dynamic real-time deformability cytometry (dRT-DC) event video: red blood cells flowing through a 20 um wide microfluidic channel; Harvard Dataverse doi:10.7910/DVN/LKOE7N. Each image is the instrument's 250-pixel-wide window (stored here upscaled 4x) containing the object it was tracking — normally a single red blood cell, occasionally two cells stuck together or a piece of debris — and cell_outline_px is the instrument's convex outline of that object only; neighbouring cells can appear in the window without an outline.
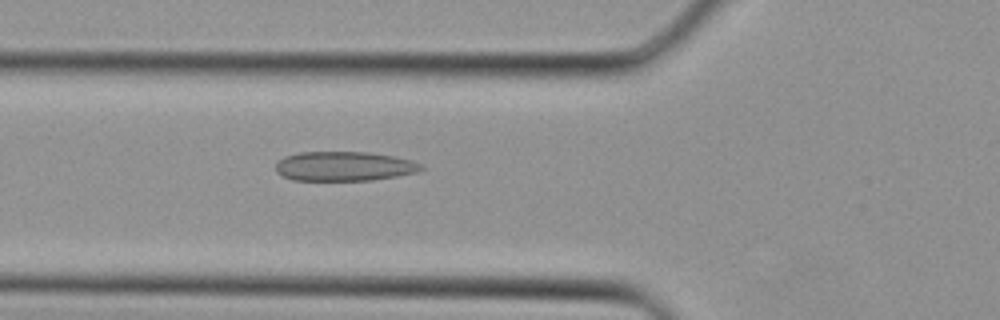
{"species": "Egyptian fruit bat (a non-hibernating species)", "species_latin": "Rousettus aegyptiacus", "temperature_condition": "cold", "stored_images_in_passage": 36, "camera_frame_rate_fps": 3000, "um_per_image_px": 0.085, "animal": {"sex": "female"}, "frame": {"image": 1, "passage_image": 13, "time_ms": 4.0, "image_size_px": [1000, 320], "cell_outline_px": [[424, 168], [416, 172], [396, 176], [372, 180], [292, 180], [276, 172], [276, 164], [284, 156], [300, 152], [368, 152], [396, 156], [412, 160], [420, 164]], "centroid_in_image_um": [29.25, 14.12], "position_along_channel_um": 96.5, "area_um2": 24.91}}
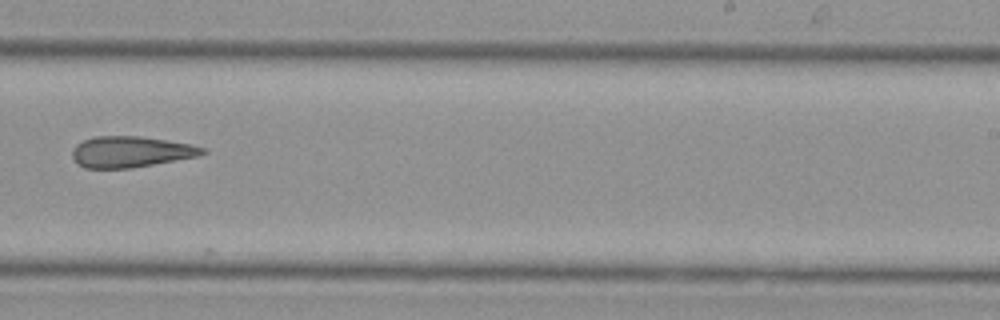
{"frame": {"image": 2, "passage_image": 23, "time_ms": 7.333, "image_size_px": [1000, 320], "cell_outline_px": [[208, 152], [200, 156], [132, 168], [84, 168], [76, 164], [72, 160], [72, 148], [76, 144], [84, 140], [96, 136], [140, 136], [192, 144], [204, 148]], "centroid_in_image_um": [11.1, 12.91], "position_along_channel_um": 277.9, "area_um2": 23.81}}
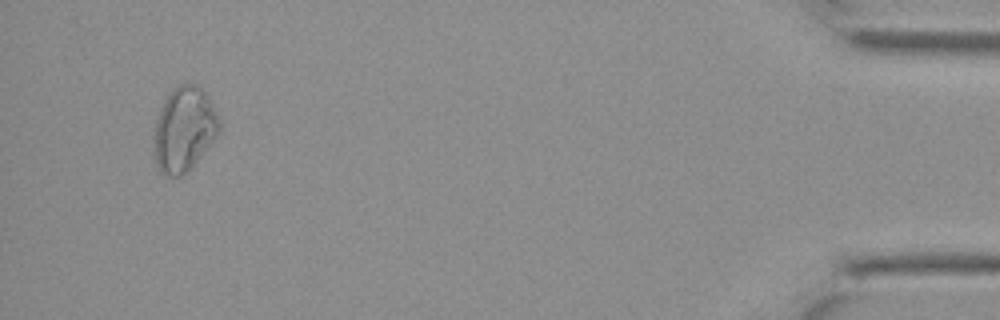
{"frame": {"image": 3, "passage_image": 35, "time_ms": 11.333, "image_size_px": [1000, 320], "cell_outline_px": [[220, 128], [216, 136], [188, 172], [180, 176], [164, 176], [160, 172], [156, 164], [152, 140], [156, 120], [160, 108], [164, 100], [172, 88], [180, 84], [196, 84], [208, 96], [220, 120]], "centroid_in_image_um": [15.61, 11.0], "position_along_channel_um": 419.6, "area_um2": 32.31}}